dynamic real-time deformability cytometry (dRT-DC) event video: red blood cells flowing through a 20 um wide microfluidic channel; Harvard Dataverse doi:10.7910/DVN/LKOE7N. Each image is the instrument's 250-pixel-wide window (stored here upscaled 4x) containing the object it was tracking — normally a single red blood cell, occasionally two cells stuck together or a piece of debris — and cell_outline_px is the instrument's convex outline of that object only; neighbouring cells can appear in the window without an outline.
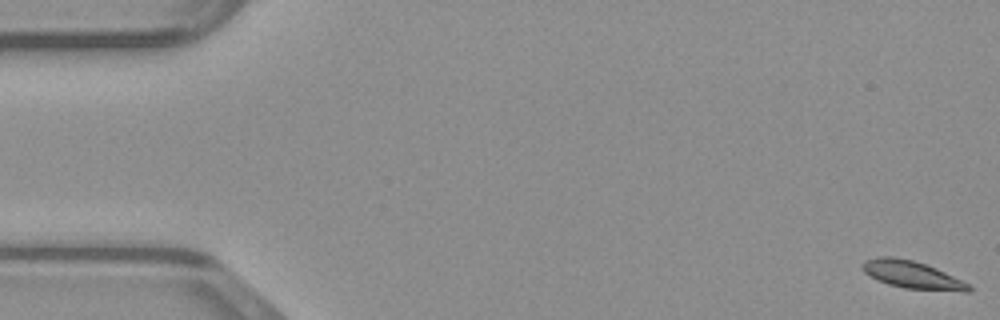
{"species": "common noctule bat (a hibernating species)", "species_latin": "Nyctalus noctula", "temperature_condition": "warm", "stored_images_in_passage": 49, "camera_frame_rate_fps": 3000, "um_per_image_px": 0.085, "animal": {"sex": "male", "body_mass_g": 23.1, "forearm_length_mm": 52.7}, "frame": {"image": 1, "passage_image": 1, "time_ms": 0.0, "image_size_px": [1000, 320], "cell_outline_px": [[972, 288], [968, 292], [964, 292], [904, 288], [888, 284], [876, 280], [864, 272], [860, 264], [864, 260], [876, 256], [892, 256], [912, 260], [936, 268], [968, 284]], "centroid_in_image_um": [77.46, 23.35], "position_along_channel_um": 7.5, "area_um2": 17.05}}
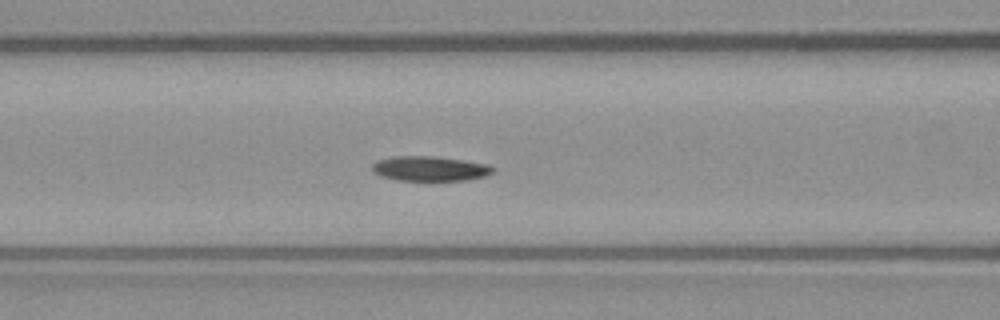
{"frame": {"image": 2, "passage_image": 20, "time_ms": 6.333, "image_size_px": [1000, 320], "cell_outline_px": [[496, 172], [488, 176], [468, 180], [400, 180], [380, 176], [372, 172], [372, 164], [376, 160], [392, 156], [432, 156], [488, 164], [496, 168]], "centroid_in_image_um": [36.56, 14.33], "position_along_channel_um": 130.0, "area_um2": 17.63}}
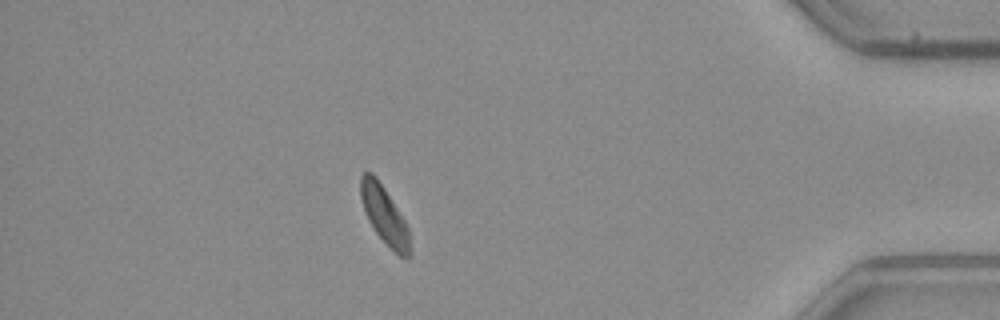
{"frame": {"image": 3, "passage_image": 43, "time_ms": 14.0, "image_size_px": [1000, 320], "cell_outline_px": [[412, 252], [408, 260], [400, 256], [376, 232], [368, 220], [360, 196], [360, 176], [364, 172], [372, 172], [376, 176], [384, 188], [404, 220], [408, 228]], "centroid_in_image_um": [32.68, 18.28], "position_along_channel_um": 402.5, "area_um2": 16.3}}